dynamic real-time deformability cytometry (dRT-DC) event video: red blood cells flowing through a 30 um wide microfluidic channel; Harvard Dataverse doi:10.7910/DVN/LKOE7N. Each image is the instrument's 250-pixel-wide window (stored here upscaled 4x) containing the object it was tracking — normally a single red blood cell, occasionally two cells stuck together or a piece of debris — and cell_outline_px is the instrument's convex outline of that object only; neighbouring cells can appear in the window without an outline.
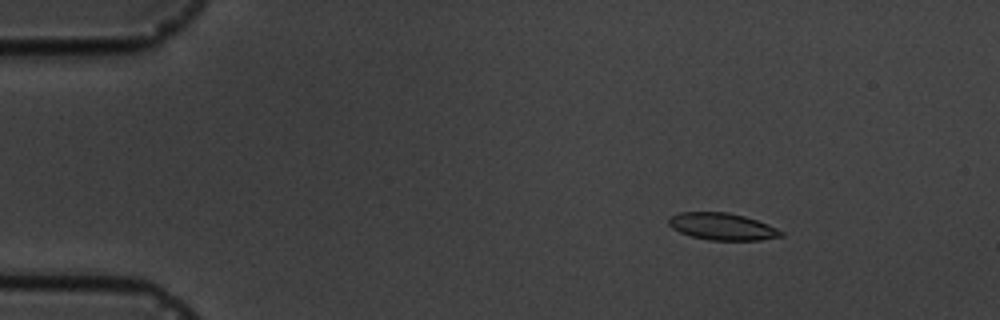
{"species": "common noctule bat (a hibernating species)", "species_latin": "Nyctalus noctula", "temperature_condition": "cold", "stored_images_in_passage": 7, "camera_frame_rate_fps": 3000, "um_per_image_px": 0.085, "animal": {"sex": "male", "body_mass_g": 19.5, "forearm_length_mm": 54.6}, "frame": {"image": 1, "passage_image": 3, "time_ms": 2.333, "image_size_px": [1000, 320], "cell_outline_px": [[784, 236], [760, 240], [708, 240], [692, 236], [680, 232], [672, 228], [668, 224], [668, 216], [680, 212], [728, 212], [744, 216], [768, 224], [784, 232]], "centroid_in_image_um": [61.38, 19.25], "position_along_channel_um": 23.6, "area_um2": 17.74}}
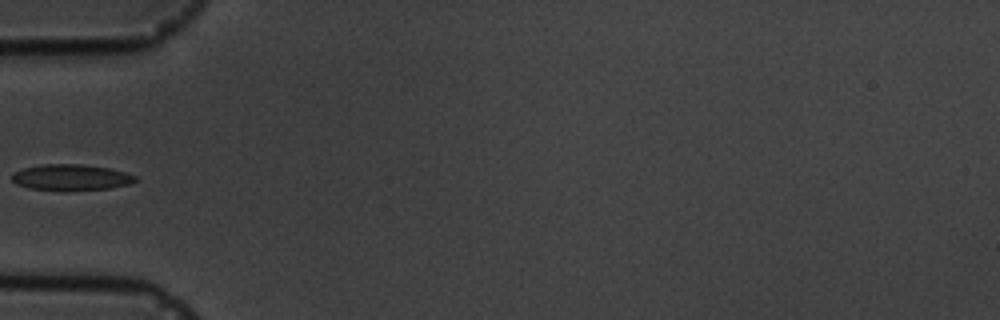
{"frame": {"image": 2, "passage_image": 6, "time_ms": 6.0, "image_size_px": [1000, 320], "cell_outline_px": [[140, 180], [128, 184], [108, 188], [28, 188], [16, 184], [12, 180], [12, 172], [24, 168], [44, 164], [80, 164], [108, 168], [124, 172], [136, 176]], "centroid_in_image_um": [6.03, 15.03], "position_along_channel_um": 79.0, "area_um2": 17.86}}
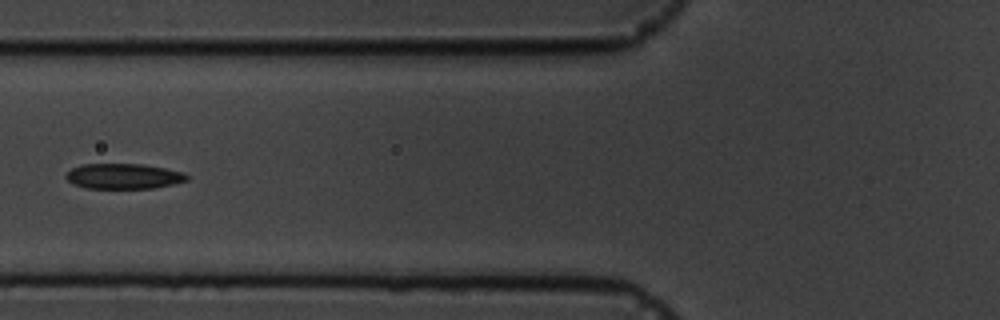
{"frame": {"image": 3, "passage_image": 7, "time_ms": 7.0, "image_size_px": [1000, 320], "cell_outline_px": [[188, 180], [156, 188], [88, 188], [72, 184], [64, 176], [72, 168], [80, 164], [144, 164], [184, 172], [188, 176]], "centroid_in_image_um": [10.5, 14.97], "position_along_channel_um": 115.3, "area_um2": 17.86}}